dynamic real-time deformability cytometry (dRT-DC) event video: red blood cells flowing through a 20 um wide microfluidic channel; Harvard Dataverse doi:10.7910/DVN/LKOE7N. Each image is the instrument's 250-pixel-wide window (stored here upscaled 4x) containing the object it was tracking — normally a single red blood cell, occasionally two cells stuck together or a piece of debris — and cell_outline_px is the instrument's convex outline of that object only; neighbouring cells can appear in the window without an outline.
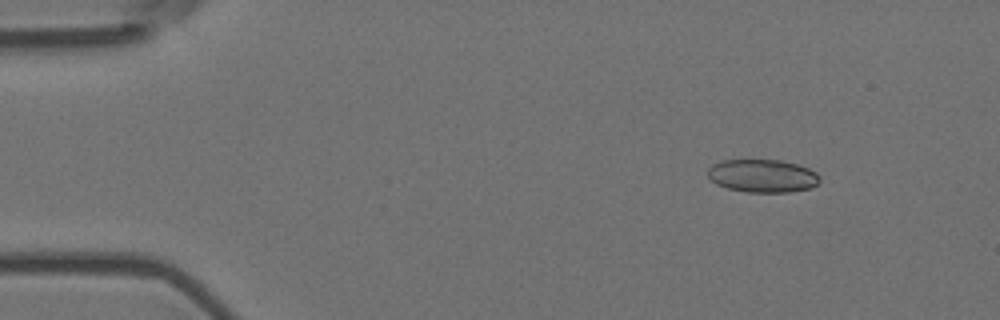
{"species": "Egyptian fruit bat (a non-hibernating species)", "species_latin": "Rousettus aegyptiacus", "temperature_condition": "room temperature", "stored_images_in_passage": 4, "camera_frame_rate_fps": 3000, "um_per_image_px": 0.085, "animal": {"sex": "female"}, "frame": {"image": 1, "passage_image": 2, "time_ms": 0.333, "image_size_px": [1000, 320], "cell_outline_px": [[820, 180], [812, 188], [788, 192], [748, 192], [728, 188], [716, 184], [708, 176], [708, 168], [712, 164], [724, 160], [780, 160], [796, 164], [808, 168], [816, 172], [820, 176]], "centroid_in_image_um": [64.82, 14.95], "position_along_channel_um": 20.2, "area_um2": 21.5}}